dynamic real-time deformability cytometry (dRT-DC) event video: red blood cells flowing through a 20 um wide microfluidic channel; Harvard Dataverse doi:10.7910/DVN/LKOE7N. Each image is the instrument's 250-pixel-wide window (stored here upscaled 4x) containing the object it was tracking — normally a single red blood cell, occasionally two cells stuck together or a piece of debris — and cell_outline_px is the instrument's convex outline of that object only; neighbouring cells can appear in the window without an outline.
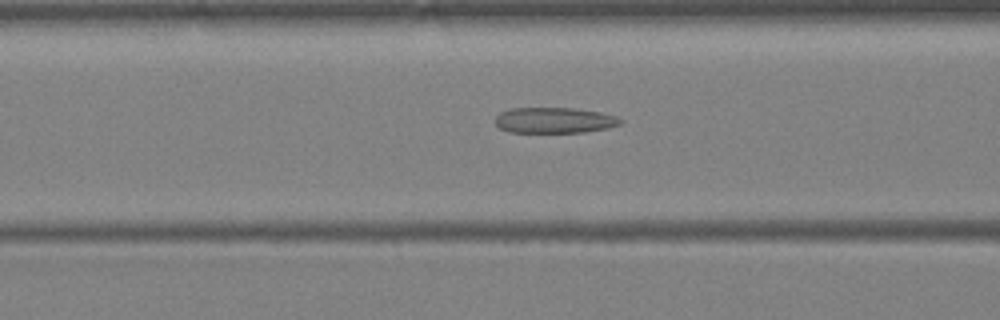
{"species": "Egyptian fruit bat (a non-hibernating species)", "species_latin": "Rousettus aegyptiacus", "temperature_condition": "warm", "stored_images_in_passage": 39, "camera_frame_rate_fps": 3000, "um_per_image_px": 0.085, "animal": {"sex": "female"}, "frame": {"image": 1, "passage_image": 16, "time_ms": 5.0, "image_size_px": [1000, 320], "cell_outline_px": [[624, 120], [620, 124], [608, 128], [584, 132], [508, 132], [500, 128], [496, 124], [496, 116], [500, 112], [512, 108], [572, 108], [600, 112], [616, 116]], "centroid_in_image_um": [47.13, 10.22], "position_along_channel_um": 119.5, "area_um2": 18.73}}
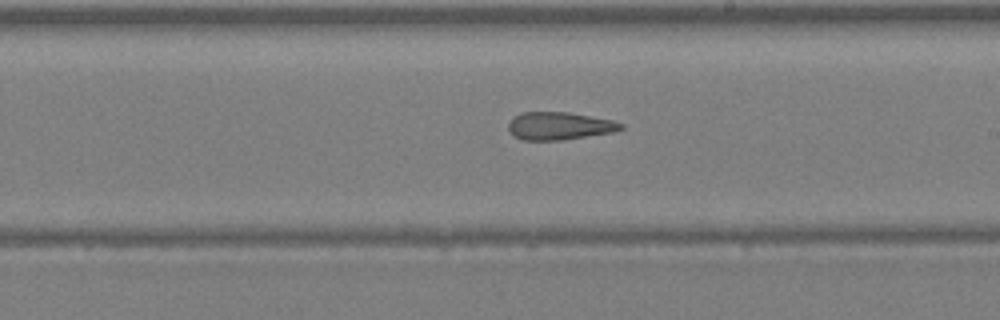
{"frame": {"image": 2, "passage_image": 23, "time_ms": 7.333, "image_size_px": [1000, 320], "cell_outline_px": [[624, 128], [612, 132], [560, 140], [524, 140], [516, 136], [508, 128], [508, 124], [516, 116], [524, 112], [568, 112], [612, 120], [624, 124]], "centroid_in_image_um": [47.57, 10.7], "position_along_channel_um": 241.4, "area_um2": 17.8}}
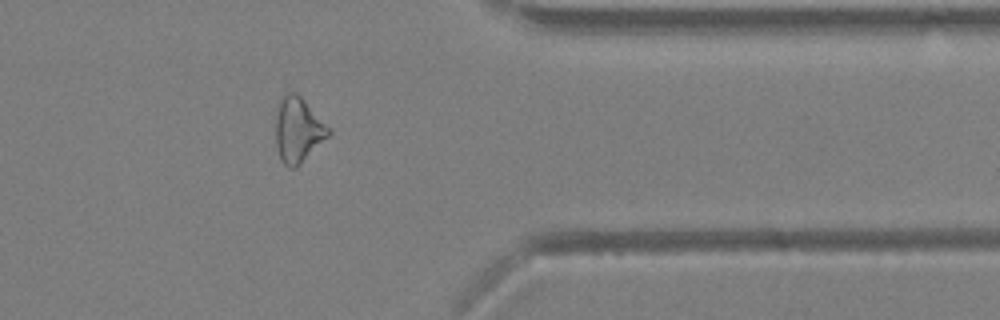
{"frame": {"image": 3, "passage_image": 32, "time_ms": 10.333, "image_size_px": [1000, 320], "cell_outline_px": [[332, 132], [296, 168], [288, 168], [280, 160], [276, 144], [276, 116], [280, 100], [288, 92], [296, 92], [332, 128]], "centroid_in_image_um": [25.35, 11.05], "position_along_channel_um": 386.1, "area_um2": 20.0}}